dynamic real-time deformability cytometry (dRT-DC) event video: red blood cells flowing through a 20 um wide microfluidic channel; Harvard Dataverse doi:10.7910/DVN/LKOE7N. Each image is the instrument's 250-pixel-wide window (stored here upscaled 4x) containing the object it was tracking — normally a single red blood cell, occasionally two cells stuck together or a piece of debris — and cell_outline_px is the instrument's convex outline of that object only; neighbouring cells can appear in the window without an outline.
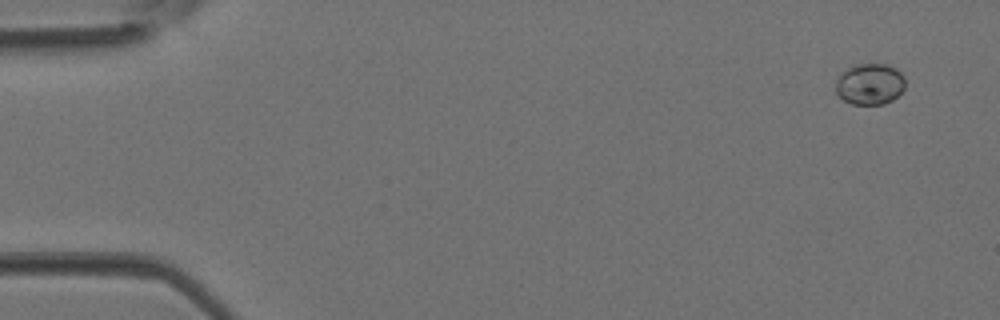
{"species": "Egyptian fruit bat (a non-hibernating species)", "species_latin": "Rousettus aegyptiacus", "temperature_condition": "room temperature", "stored_images_in_passage": 4, "camera_frame_rate_fps": 3000, "um_per_image_px": 0.085, "animal": {"sex": "female"}, "frame": {"image": 1, "passage_image": 1, "time_ms": 0.0, "image_size_px": [1000, 320], "cell_outline_px": [[904, 88], [892, 100], [884, 104], [852, 104], [844, 100], [836, 92], [836, 80], [848, 68], [856, 64], [888, 64], [896, 68], [904, 76]], "centroid_in_image_um": [73.95, 7.14], "position_along_channel_um": 11.0, "area_um2": 16.53}}
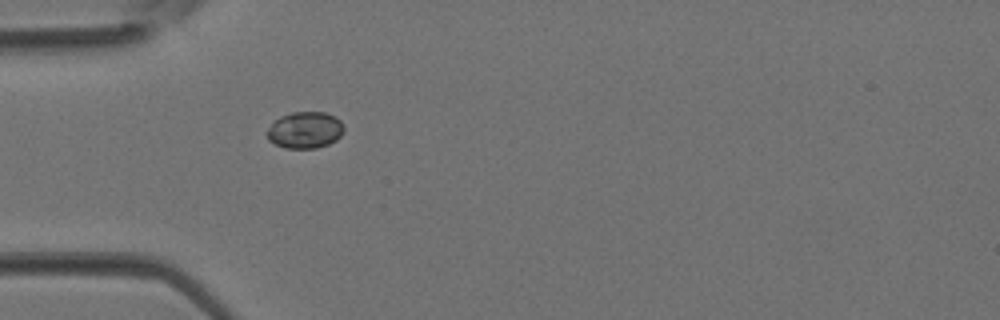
{"frame": {"image": 2, "passage_image": 4, "time_ms": 1.0, "image_size_px": [1000, 320], "cell_outline_px": [[344, 132], [336, 140], [328, 144], [316, 148], [284, 148], [268, 140], [268, 128], [280, 116], [292, 112], [324, 112], [336, 116], [340, 120], [344, 128]], "centroid_in_image_um": [25.95, 11.05], "position_along_channel_um": 59.0, "area_um2": 16.36}}